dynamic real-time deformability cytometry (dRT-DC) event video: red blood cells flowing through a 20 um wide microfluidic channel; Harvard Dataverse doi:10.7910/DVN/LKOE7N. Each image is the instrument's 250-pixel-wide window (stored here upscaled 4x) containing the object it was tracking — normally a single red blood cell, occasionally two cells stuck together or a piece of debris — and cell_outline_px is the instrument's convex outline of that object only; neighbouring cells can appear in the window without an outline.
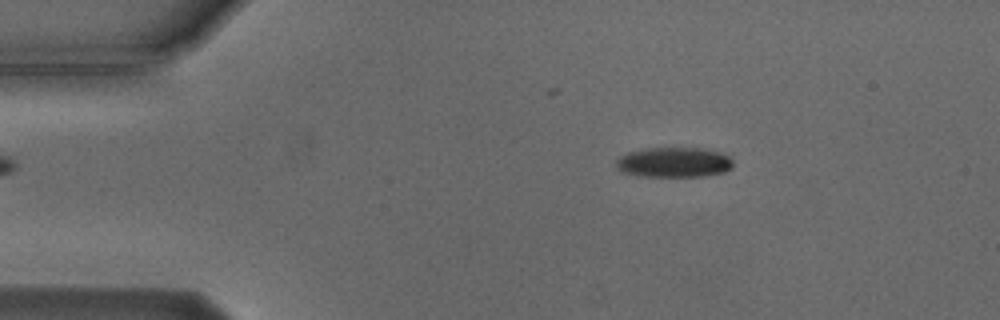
{"species": "Egyptian fruit bat (a non-hibernating species)", "species_latin": "Rousettus aegyptiacus", "temperature_condition": "cold", "stored_images_in_passage": 10, "camera_frame_rate_fps": 3000, "um_per_image_px": 0.085, "animal": {"sex": "male"}, "frame": {"image": 1, "passage_image": 2, "time_ms": 1.0, "image_size_px": [1000, 320], "cell_outline_px": [[732, 168], [724, 172], [704, 176], [644, 176], [620, 172], [616, 168], [616, 160], [624, 152], [644, 148], [704, 148], [724, 152], [732, 160]], "centroid_in_image_um": [57.27, 13.78], "position_along_channel_um": 27.7, "area_um2": 20.81}}
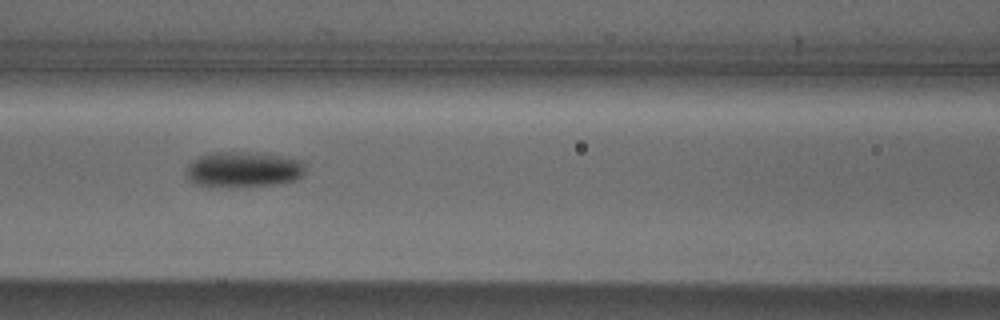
{"frame": {"image": 2, "passage_image": 6, "time_ms": 5.667, "image_size_px": [1000, 320], "cell_outline_px": [[304, 172], [296, 180], [272, 184], [212, 188], [196, 184], [188, 180], [184, 172], [188, 164], [192, 160], [208, 152], [256, 152], [280, 156], [300, 160], [304, 164]], "centroid_in_image_um": [20.59, 14.4], "position_along_channel_um": 146.0, "area_um2": 24.97}}
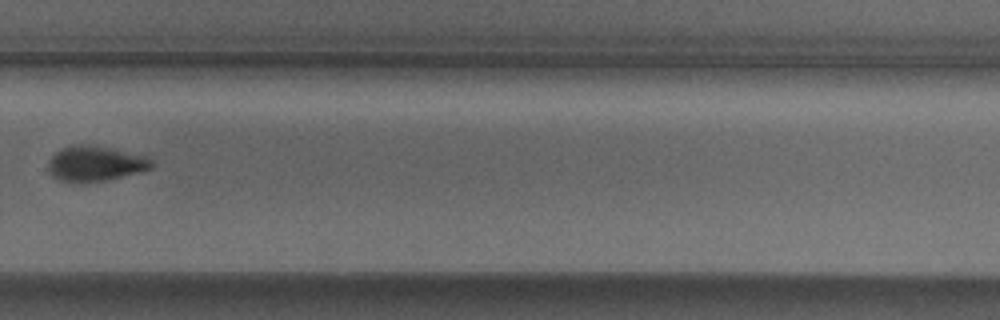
{"frame": {"image": 3, "passage_image": 10, "time_ms": 10.333, "image_size_px": [1000, 320], "cell_outline_px": [[156, 164], [152, 168], [140, 172], [108, 180], [60, 180], [52, 176], [48, 172], [48, 160], [56, 152], [72, 144], [88, 144], [148, 156]], "centroid_in_image_um": [8.14, 13.88], "position_along_channel_um": 321.7, "area_um2": 20.92}}